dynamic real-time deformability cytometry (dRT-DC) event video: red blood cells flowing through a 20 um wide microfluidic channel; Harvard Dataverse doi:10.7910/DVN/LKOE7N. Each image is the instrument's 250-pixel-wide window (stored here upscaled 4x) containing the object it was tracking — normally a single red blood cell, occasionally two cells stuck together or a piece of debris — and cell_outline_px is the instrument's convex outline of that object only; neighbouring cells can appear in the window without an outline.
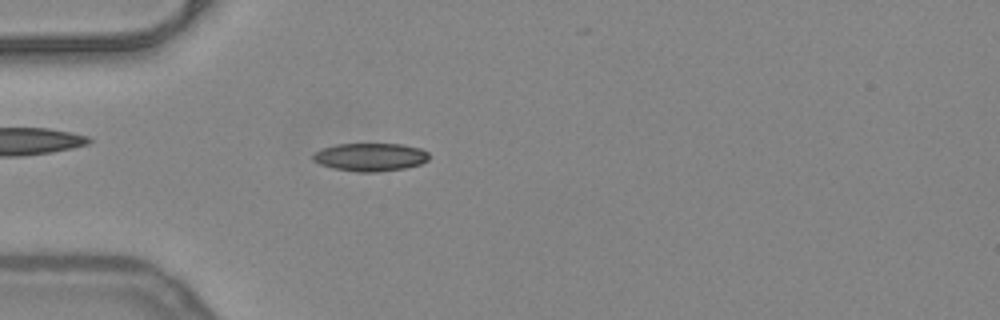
{"species": "common noctule bat (a hibernating species)", "species_latin": "Nyctalus noctula", "temperature_condition": "warm", "stored_images_in_passage": 43, "camera_frame_rate_fps": 3000, "um_per_image_px": 0.085, "animal": {"sex": "female", "body_mass_g": 24.6, "forearm_length_mm": 56.2}, "frame": {"image": 1, "passage_image": 16, "time_ms": 5.0, "image_size_px": [1000, 320], "cell_outline_px": [[428, 160], [420, 164], [404, 168], [376, 172], [356, 172], [332, 168], [320, 164], [312, 160], [312, 156], [320, 148], [336, 144], [400, 144], [420, 148], [428, 152]], "centroid_in_image_um": [31.44, 13.35], "position_along_channel_um": 53.6, "area_um2": 19.02}}
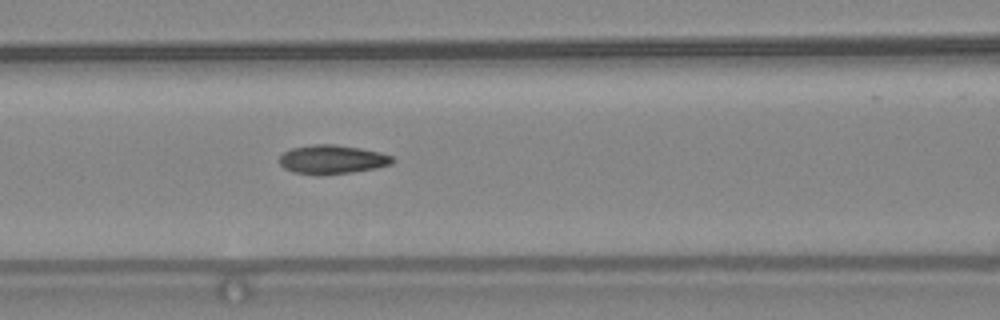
{"frame": {"image": 2, "passage_image": 23, "time_ms": 7.333, "image_size_px": [1000, 320], "cell_outline_px": [[396, 160], [392, 164], [376, 168], [352, 172], [320, 176], [316, 176], [292, 172], [284, 168], [280, 164], [280, 156], [284, 152], [292, 148], [312, 144], [336, 144], [360, 148], [380, 152], [392, 156]], "centroid_in_image_um": [28.24, 13.57], "position_along_channel_um": 138.4, "area_um2": 19.36}}
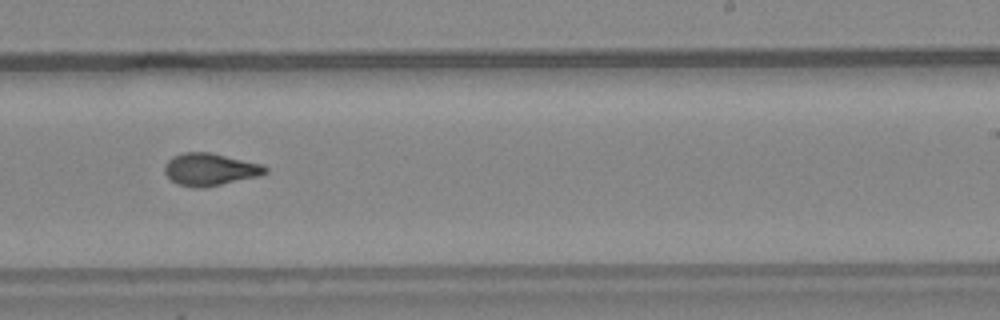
{"frame": {"image": 3, "passage_image": 33, "time_ms": 10.667, "image_size_px": [1000, 320], "cell_outline_px": [[268, 172], [260, 176], [204, 188], [192, 188], [176, 184], [164, 172], [164, 164], [172, 156], [184, 152], [212, 152], [264, 164], [268, 168]], "centroid_in_image_um": [17.87, 14.4], "position_along_channel_um": 271.1, "area_um2": 19.42}}